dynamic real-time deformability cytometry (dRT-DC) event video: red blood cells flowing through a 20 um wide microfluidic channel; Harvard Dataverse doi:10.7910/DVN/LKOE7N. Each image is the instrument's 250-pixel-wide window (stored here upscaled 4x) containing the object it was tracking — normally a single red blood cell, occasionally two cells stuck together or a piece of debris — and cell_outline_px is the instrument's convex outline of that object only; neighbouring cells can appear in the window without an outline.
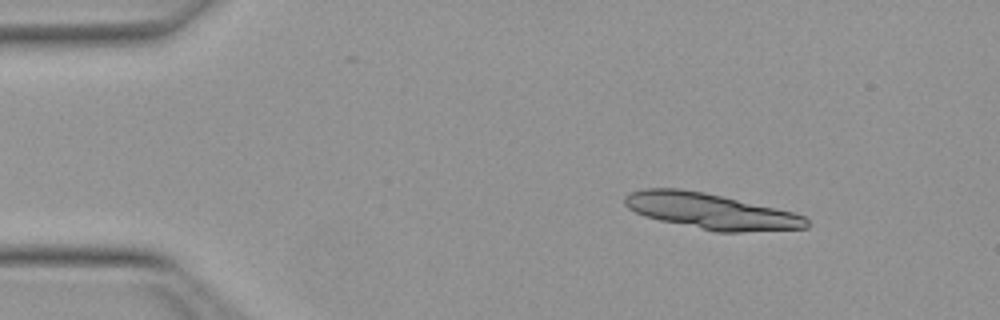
{"species": "Egyptian fruit bat (a non-hibernating species)", "species_latin": "Rousettus aegyptiacus", "temperature_condition": "warm", "stored_images_in_passage": 14, "camera_frame_rate_fps": 3000, "um_per_image_px": 0.085, "animal": {"sex": "female"}, "frame": {"image": 1, "passage_image": 6, "time_ms": 1.667, "image_size_px": [1000, 320], "cell_outline_px": [[808, 228], [740, 232], [716, 232], [660, 220], [644, 216], [628, 208], [624, 204], [624, 196], [632, 192], [644, 188], [680, 188], [704, 192], [792, 212], [804, 216], [808, 220]], "centroid_in_image_um": [60.39, 17.95], "position_along_channel_um": 24.6, "area_um2": 37.51}}